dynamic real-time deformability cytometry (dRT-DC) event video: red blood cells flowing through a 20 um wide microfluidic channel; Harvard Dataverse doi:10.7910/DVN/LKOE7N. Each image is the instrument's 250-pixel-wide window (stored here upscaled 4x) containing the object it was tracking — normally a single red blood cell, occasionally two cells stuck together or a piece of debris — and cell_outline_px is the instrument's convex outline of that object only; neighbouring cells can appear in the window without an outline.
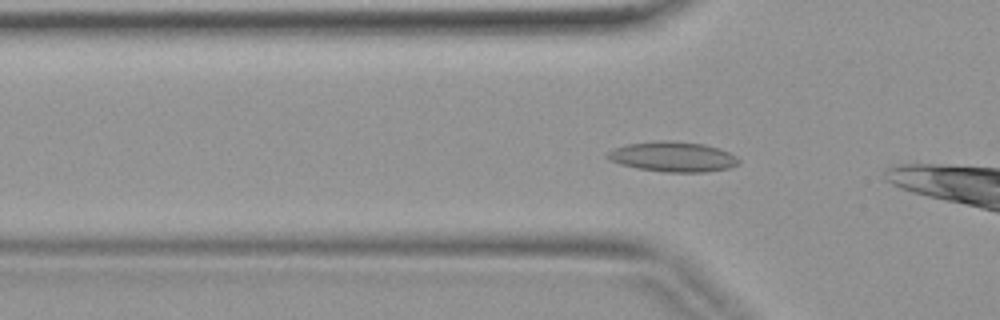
{"species": "common noctule bat (a hibernating species)", "species_latin": "Nyctalus noctula", "temperature_condition": "warm", "stored_images_in_passage": 3, "camera_frame_rate_fps": 3000, "um_per_image_px": 0.085, "animal": {"sex": "female", "body_mass_g": 19.9}, "frame": {"image": 1, "passage_image": 3, "time_ms": 0.667, "image_size_px": [1000, 320], "cell_outline_px": [[740, 164], [728, 168], [704, 172], [664, 172], [636, 168], [620, 164], [608, 160], [604, 156], [608, 152], [616, 148], [628, 144], [652, 140], [672, 140], [704, 144], [720, 148], [736, 156], [740, 160]], "centroid_in_image_um": [57.19, 13.31], "position_along_channel_um": 68.6, "area_um2": 23.29}}